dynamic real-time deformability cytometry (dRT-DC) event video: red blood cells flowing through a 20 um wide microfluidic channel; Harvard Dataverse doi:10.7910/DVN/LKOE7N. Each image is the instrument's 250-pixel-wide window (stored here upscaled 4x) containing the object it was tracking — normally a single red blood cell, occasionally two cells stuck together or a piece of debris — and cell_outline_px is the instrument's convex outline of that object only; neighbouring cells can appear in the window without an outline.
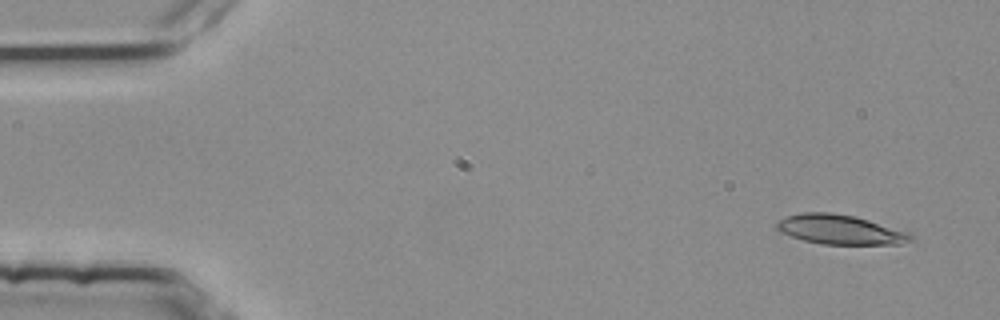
{"species": "common noctule bat (a hibernating species)", "species_latin": "Nyctalus noctula", "temperature_condition": "room temperature", "stored_images_in_passage": 4, "camera_frame_rate_fps": 3000, "um_per_image_px": 0.085, "animal": {"sex": "female", "body_mass_g": 25.1}, "frame": {"image": 1, "passage_image": 1, "time_ms": 0.0, "image_size_px": [1000, 320], "cell_outline_px": [[912, 240], [900, 244], [824, 244], [804, 240], [780, 232], [776, 228], [776, 224], [780, 220], [788, 216], [800, 212], [832, 212], [852, 216], [868, 220], [908, 232], [912, 236]], "centroid_in_image_um": [71.39, 19.51], "position_along_channel_um": 13.6, "area_um2": 22.72}}